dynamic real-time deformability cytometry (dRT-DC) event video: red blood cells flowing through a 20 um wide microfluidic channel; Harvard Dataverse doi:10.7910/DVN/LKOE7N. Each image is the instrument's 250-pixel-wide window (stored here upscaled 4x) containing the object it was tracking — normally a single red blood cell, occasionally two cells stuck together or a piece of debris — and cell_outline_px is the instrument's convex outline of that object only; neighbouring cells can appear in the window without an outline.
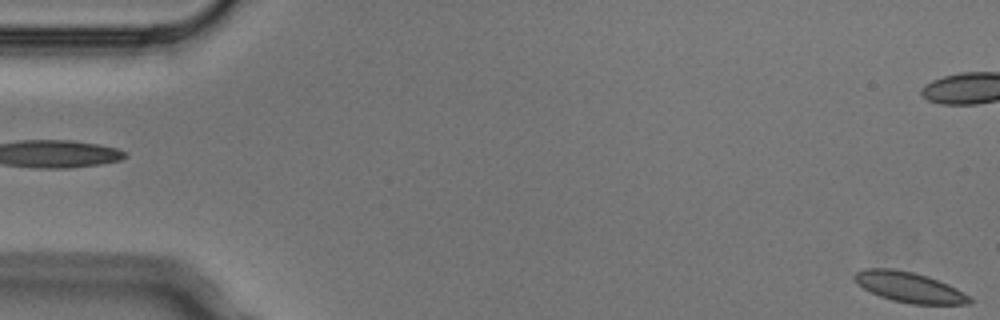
{"species": "Egyptian fruit bat (a non-hibernating species)", "species_latin": "Rousettus aegyptiacus", "temperature_condition": "cold", "stored_images_in_passage": 6, "camera_frame_rate_fps": 3000, "um_per_image_px": 0.085, "animal": {"sex": "male"}, "frame": {"image": 1, "passage_image": 6, "time_ms": 1.667, "image_size_px": [1000, 320], "cell_outline_px": [[972, 300], [968, 304], [912, 304], [892, 300], [880, 296], [856, 284], [852, 276], [856, 272], [864, 268], [892, 268], [912, 272], [928, 276], [948, 284], [956, 288], [968, 296]], "centroid_in_image_um": [77.24, 24.4], "position_along_channel_um": 7.8, "area_um2": 20.23}}